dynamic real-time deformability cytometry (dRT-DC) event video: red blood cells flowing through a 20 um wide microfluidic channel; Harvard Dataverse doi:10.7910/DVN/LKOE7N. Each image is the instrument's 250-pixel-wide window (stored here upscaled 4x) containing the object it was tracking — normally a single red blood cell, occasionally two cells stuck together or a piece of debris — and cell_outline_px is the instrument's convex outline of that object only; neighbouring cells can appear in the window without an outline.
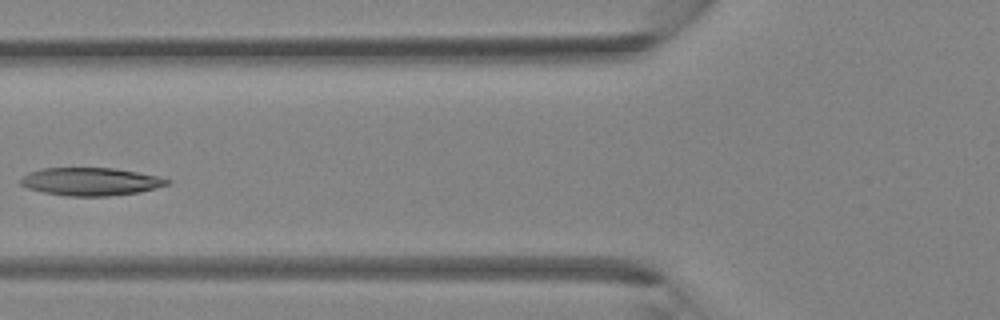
{"species": "Egyptian fruit bat (a non-hibernating species)", "species_latin": "Rousettus aegyptiacus", "temperature_condition": "room temperature", "stored_images_in_passage": 3, "camera_frame_rate_fps": 3000, "um_per_image_px": 0.085, "animal": {"sex": "female"}, "frame": {"image": 1, "passage_image": 3, "time_ms": 0.667, "image_size_px": [1000, 320], "cell_outline_px": [[172, 180], [168, 184], [156, 188], [140, 192], [108, 196], [68, 196], [44, 192], [28, 188], [20, 184], [20, 176], [44, 168], [116, 168], [156, 176]], "centroid_in_image_um": [7.71, 15.43], "position_along_channel_um": 118.1, "area_um2": 23.7}}